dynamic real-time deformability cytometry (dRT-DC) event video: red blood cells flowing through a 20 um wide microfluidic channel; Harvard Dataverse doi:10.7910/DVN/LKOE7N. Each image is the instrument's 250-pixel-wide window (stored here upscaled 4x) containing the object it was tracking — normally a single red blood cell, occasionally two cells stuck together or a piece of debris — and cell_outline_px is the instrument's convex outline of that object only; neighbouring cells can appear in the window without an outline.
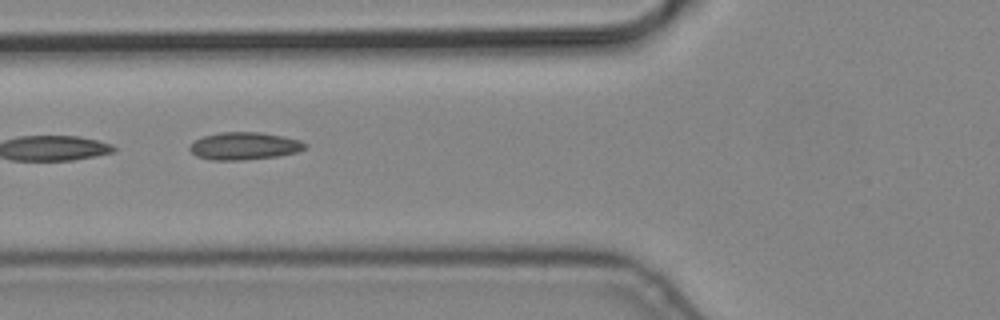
{"species": "common noctule bat (a hibernating species)", "species_latin": "Nyctalus noctula", "temperature_condition": "cold", "stored_images_in_passage": 9, "camera_frame_rate_fps": 3000, "um_per_image_px": 0.085, "animal": {"sex": "male", "body_mass_g": 19.2, "forearm_length_mm": 51.8}, "frame": {"image": 1, "passage_image": 6, "time_ms": 1.667, "image_size_px": [1000, 320], "cell_outline_px": [[308, 144], [304, 148], [296, 152], [276, 156], [244, 160], [212, 160], [196, 156], [188, 148], [196, 140], [204, 136], [220, 132], [260, 132], [300, 140]], "centroid_in_image_um": [20.75, 12.41], "position_along_channel_um": 105.1, "area_um2": 18.26}}
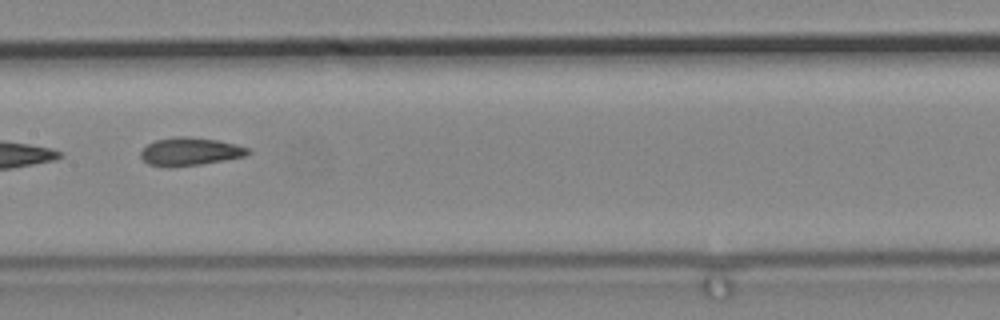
{"frame": {"image": 2, "passage_image": 8, "time_ms": 2.333, "image_size_px": [1000, 320], "cell_outline_px": [[252, 152], [248, 156], [200, 164], [168, 168], [148, 164], [140, 156], [140, 152], [148, 144], [156, 140], [172, 136], [184, 136], [216, 140], [236, 144], [248, 148]], "centroid_in_image_um": [16.15, 12.89], "position_along_channel_um": 191.2, "area_um2": 17.63}}
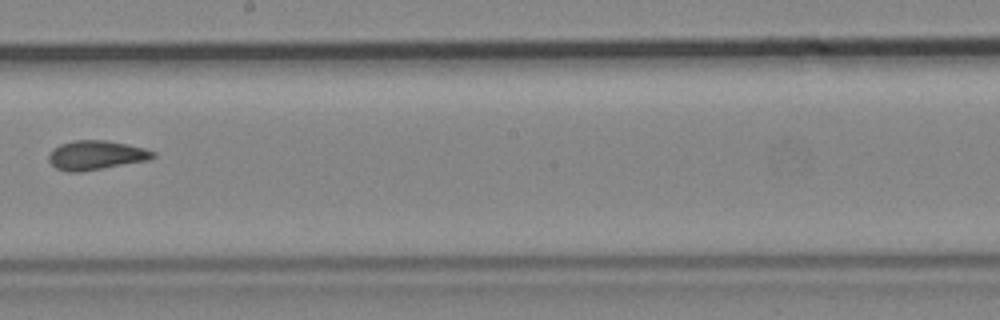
{"frame": {"image": 3, "passage_image": 9, "time_ms": 2.667, "image_size_px": [1000, 320], "cell_outline_px": [[156, 156], [148, 160], [80, 172], [68, 172], [56, 168], [48, 160], [48, 156], [52, 148], [60, 144], [72, 140], [108, 140], [128, 144], [144, 148], [156, 152]], "centroid_in_image_um": [8.15, 13.18], "position_along_channel_um": 240.1, "area_um2": 17.86}}